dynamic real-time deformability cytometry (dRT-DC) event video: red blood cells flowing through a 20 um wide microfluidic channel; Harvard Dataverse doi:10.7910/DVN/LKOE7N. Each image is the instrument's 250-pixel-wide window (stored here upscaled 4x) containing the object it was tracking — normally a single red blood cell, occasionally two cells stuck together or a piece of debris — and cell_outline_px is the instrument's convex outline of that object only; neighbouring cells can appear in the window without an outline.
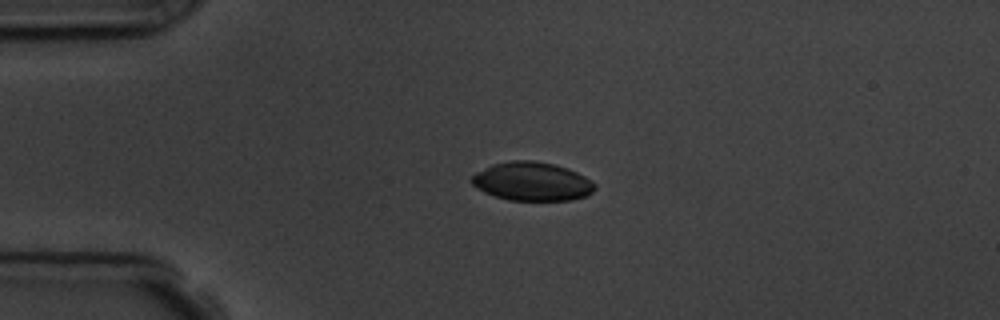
{"species": "common noctule bat (a hibernating species)", "species_latin": "Nyctalus noctula", "temperature_condition": "room temperature", "stored_images_in_passage": 3, "camera_frame_rate_fps": 3000, "um_per_image_px": 0.085, "animal": {"sex": "male", "body_mass_g": 19.5, "forearm_length_mm": 54.6}, "frame": {"image": 1, "passage_image": 2, "time_ms": 1.333, "image_size_px": [1000, 320], "cell_outline_px": [[596, 188], [588, 196], [572, 200], [508, 200], [484, 192], [476, 188], [468, 180], [476, 172], [492, 164], [512, 160], [532, 160], [556, 164], [568, 168], [584, 176], [596, 184]], "centroid_in_image_um": [45.22, 15.42], "position_along_channel_um": 39.8, "area_um2": 27.98}}